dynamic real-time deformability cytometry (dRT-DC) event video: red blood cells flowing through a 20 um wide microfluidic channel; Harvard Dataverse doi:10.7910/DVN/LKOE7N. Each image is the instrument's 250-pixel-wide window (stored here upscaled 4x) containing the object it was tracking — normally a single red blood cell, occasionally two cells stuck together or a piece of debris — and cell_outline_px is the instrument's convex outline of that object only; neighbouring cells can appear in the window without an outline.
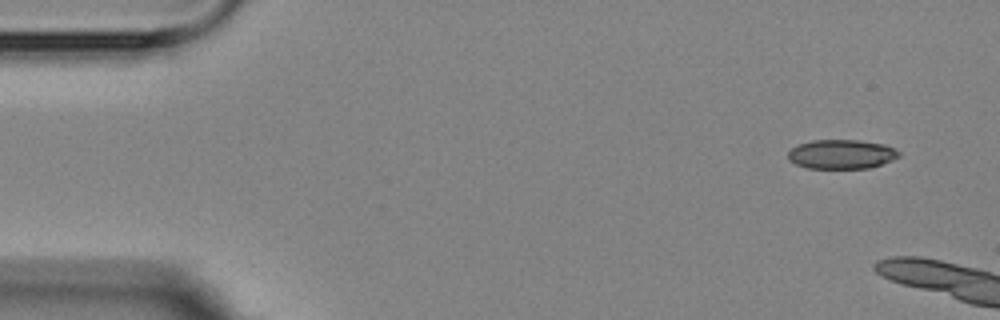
{"species": "Egyptian fruit bat (a non-hibernating species)", "species_latin": "Rousettus aegyptiacus", "temperature_condition": "room temperature", "stored_images_in_passage": 4, "camera_frame_rate_fps": 3000, "um_per_image_px": 0.085, "animal": {"sex": "female"}, "frame": {"image": 1, "passage_image": 1, "time_ms": 0.0, "image_size_px": [1000, 320], "cell_outline_px": [[900, 156], [892, 160], [868, 168], [808, 168], [796, 164], [788, 160], [788, 152], [792, 148], [800, 144], [812, 140], [860, 140], [884, 144], [900, 152]], "centroid_in_image_um": [71.52, 13.1], "position_along_channel_um": 13.5, "area_um2": 18.79}}